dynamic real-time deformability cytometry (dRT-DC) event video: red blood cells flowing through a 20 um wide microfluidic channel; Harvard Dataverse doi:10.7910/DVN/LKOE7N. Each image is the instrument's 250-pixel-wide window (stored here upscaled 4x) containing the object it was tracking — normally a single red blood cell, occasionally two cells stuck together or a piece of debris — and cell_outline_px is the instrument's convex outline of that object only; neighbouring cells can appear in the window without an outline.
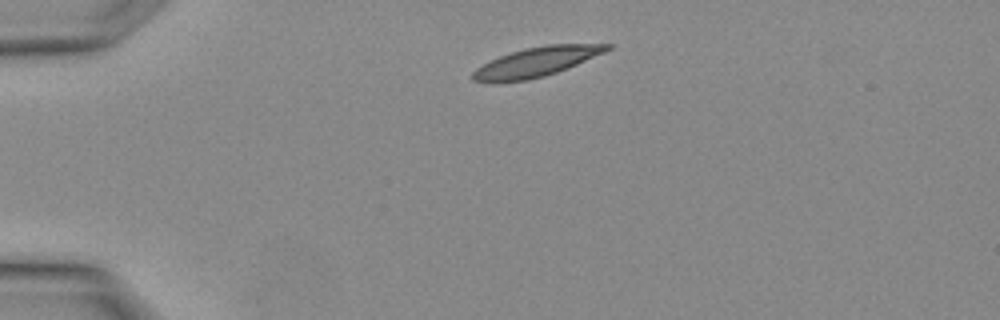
{"species": "Egyptian fruit bat (a non-hibernating species)", "species_latin": "Rousettus aegyptiacus", "temperature_condition": "warm", "stored_images_in_passage": 1, "camera_frame_rate_fps": 3000, "um_per_image_px": 0.085, "animal": {"sex": "female"}, "frame": {"image": 1, "passage_image": 1, "time_ms": 0.0, "image_size_px": [1000, 320], "cell_outline_px": [[612, 48], [604, 52], [576, 64], [556, 72], [544, 76], [528, 80], [496, 84], [488, 84], [472, 80], [472, 72], [476, 68], [500, 56], [524, 48], [548, 44], [612, 44]], "centroid_in_image_um": [45.51, 5.29], "position_along_channel_um": 39.5, "area_um2": 23.06}}